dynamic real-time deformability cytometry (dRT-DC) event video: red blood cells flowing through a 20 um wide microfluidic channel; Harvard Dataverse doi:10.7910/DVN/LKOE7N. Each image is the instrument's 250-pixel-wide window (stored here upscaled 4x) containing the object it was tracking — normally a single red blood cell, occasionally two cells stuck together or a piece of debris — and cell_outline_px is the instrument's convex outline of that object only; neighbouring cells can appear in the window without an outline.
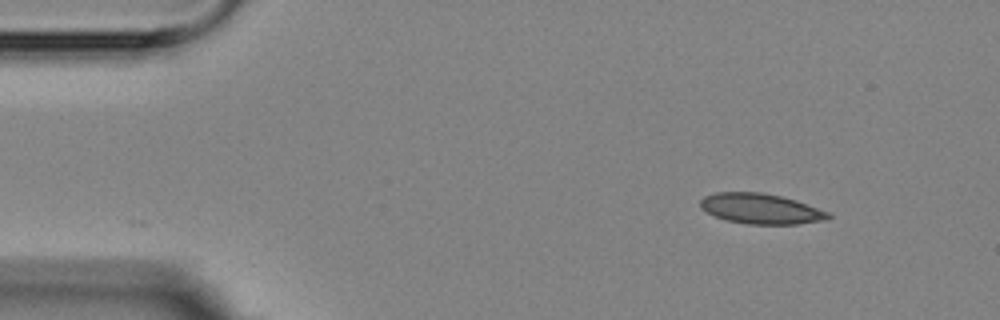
{"species": "Egyptian fruit bat (a non-hibernating species)", "species_latin": "Rousettus aegyptiacus", "temperature_condition": "room temperature", "stored_images_in_passage": 3, "camera_frame_rate_fps": 3000, "um_per_image_px": 0.085, "animal": {"sex": "female"}, "frame": {"image": 1, "passage_image": 1, "time_ms": 0.0, "image_size_px": [1000, 320], "cell_outline_px": [[832, 216], [828, 220], [796, 224], [748, 224], [728, 220], [716, 216], [700, 208], [700, 200], [704, 196], [716, 192], [760, 192], [780, 196], [796, 200], [832, 212]], "centroid_in_image_um": [64.73, 17.74], "position_along_channel_um": 20.3, "area_um2": 22.72}}